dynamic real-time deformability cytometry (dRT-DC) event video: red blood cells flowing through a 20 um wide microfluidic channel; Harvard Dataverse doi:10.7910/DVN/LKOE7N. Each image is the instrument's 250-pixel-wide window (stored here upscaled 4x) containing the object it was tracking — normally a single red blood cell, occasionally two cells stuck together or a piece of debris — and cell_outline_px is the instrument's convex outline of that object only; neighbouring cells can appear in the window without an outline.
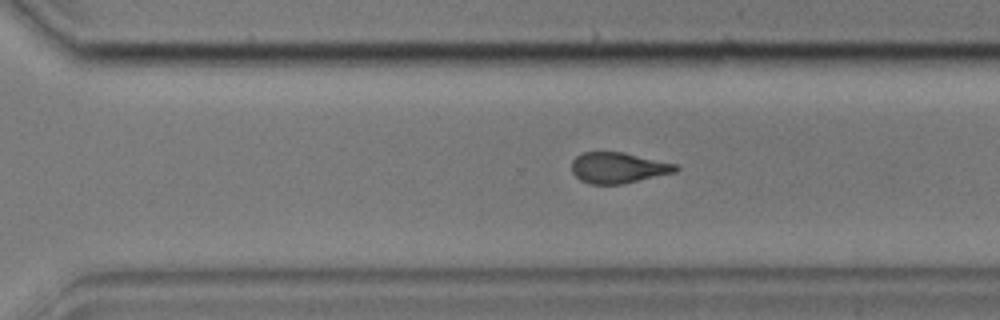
{"species": "common noctule bat (a hibernating species)", "species_latin": "Nyctalus noctula", "temperature_condition": "cold", "stored_images_in_passage": 40, "camera_frame_rate_fps": 3000, "um_per_image_px": 0.085, "animal": {"sex": "male", "body_mass_g": 17.9, "forearm_length_mm": 54.2}, "frame": {"image": 1, "passage_image": 34, "time_ms": 11.0, "image_size_px": [1000, 320], "cell_outline_px": [[680, 168], [676, 172], [620, 184], [588, 184], [580, 180], [572, 172], [572, 160], [576, 156], [584, 152], [624, 152], [676, 164]], "centroid_in_image_um": [52.53, 14.26], "position_along_channel_um": 318.1, "area_um2": 18.61}}